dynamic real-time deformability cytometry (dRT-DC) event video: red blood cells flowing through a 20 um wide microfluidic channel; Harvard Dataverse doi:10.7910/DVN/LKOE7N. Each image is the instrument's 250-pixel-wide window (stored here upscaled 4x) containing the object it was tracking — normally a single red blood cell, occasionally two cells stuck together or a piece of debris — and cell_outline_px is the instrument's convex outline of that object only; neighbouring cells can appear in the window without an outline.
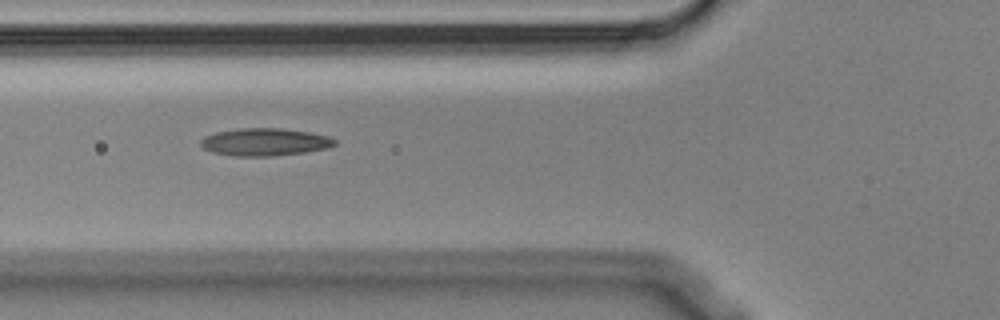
{"species": "Egyptian fruit bat (a non-hibernating species)", "species_latin": "Rousettus aegyptiacus", "temperature_condition": "cold", "stored_images_in_passage": 7, "camera_frame_rate_fps": 3000, "um_per_image_px": 0.085, "animal": {"sex": "male"}, "frame": {"image": 1, "passage_image": 5, "time_ms": 1.333, "image_size_px": [1000, 320], "cell_outline_px": [[336, 144], [328, 148], [304, 152], [272, 156], [232, 156], [212, 152], [204, 148], [200, 144], [200, 140], [204, 136], [216, 132], [240, 128], [280, 128], [312, 132], [328, 136], [336, 140]], "centroid_in_image_um": [22.5, 12.07], "position_along_channel_um": 103.3, "area_um2": 21.62}}
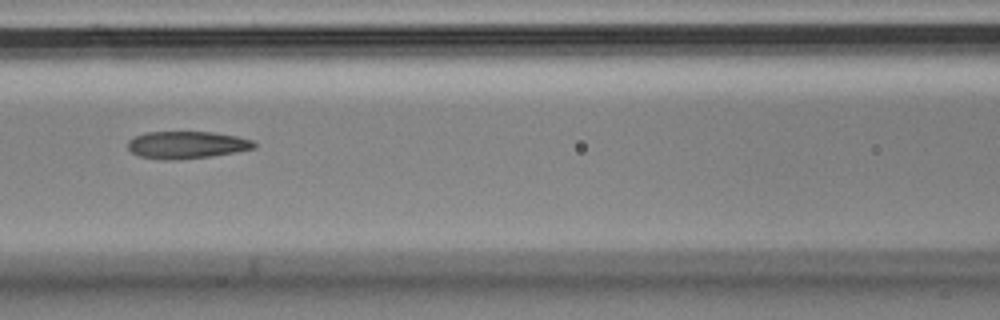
{"frame": {"image": 2, "passage_image": 6, "time_ms": 1.667, "image_size_px": [1000, 320], "cell_outline_px": [[256, 148], [236, 152], [212, 156], [176, 160], [160, 160], [140, 156], [132, 152], [128, 148], [128, 140], [136, 136], [148, 132], [212, 132], [236, 136], [252, 140], [256, 144]], "centroid_in_image_um": [15.88, 12.32], "position_along_channel_um": 150.7, "area_um2": 20.11}}
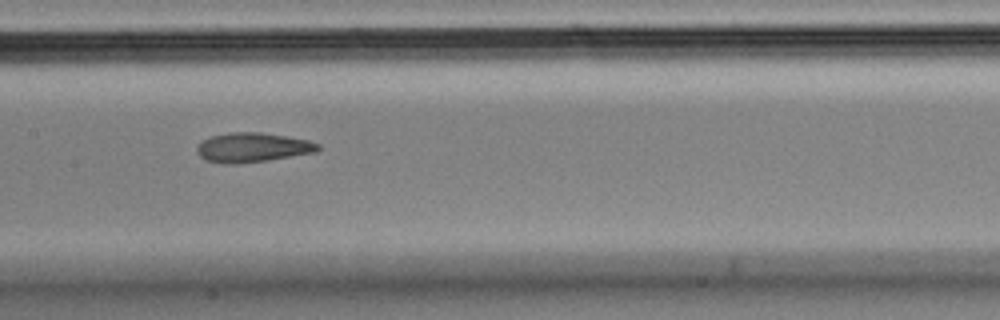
{"frame": {"image": 3, "passage_image": 7, "time_ms": 2.0, "image_size_px": [1000, 320], "cell_outline_px": [[320, 148], [316, 152], [268, 160], [236, 164], [220, 164], [204, 160], [196, 152], [196, 148], [204, 140], [212, 136], [228, 132], [260, 132], [308, 140], [320, 144]], "centroid_in_image_um": [21.44, 12.54], "position_along_channel_um": 186.0, "area_um2": 20.81}}